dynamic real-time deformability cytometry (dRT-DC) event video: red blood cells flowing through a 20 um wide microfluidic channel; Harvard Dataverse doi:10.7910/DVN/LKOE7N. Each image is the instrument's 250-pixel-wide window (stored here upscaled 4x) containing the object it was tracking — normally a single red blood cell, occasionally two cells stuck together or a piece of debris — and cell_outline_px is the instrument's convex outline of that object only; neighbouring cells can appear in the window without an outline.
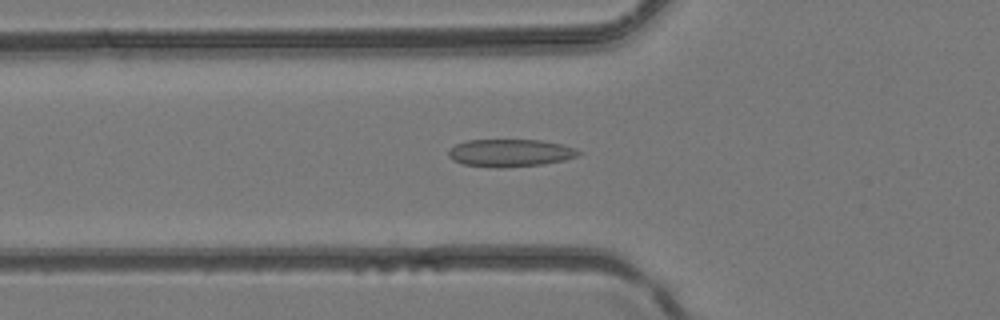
{"species": "common noctule bat (a hibernating species)", "species_latin": "Nyctalus noctula", "temperature_condition": "room temperature", "stored_images_in_passage": 39, "camera_frame_rate_fps": 3000, "um_per_image_px": 0.085, "animal": {"sex": "female", "body_mass_g": 24.6, "forearm_length_mm": 56.2}, "frame": {"image": 1, "passage_image": 12, "time_ms": 3.667, "image_size_px": [1000, 320], "cell_outline_px": [[584, 152], [580, 156], [564, 160], [544, 164], [504, 168], [496, 168], [464, 164], [452, 160], [448, 156], [448, 148], [456, 144], [468, 140], [540, 140], [564, 144], [576, 148]], "centroid_in_image_um": [43.41, 13.0], "position_along_channel_um": 82.4, "area_um2": 21.27}}
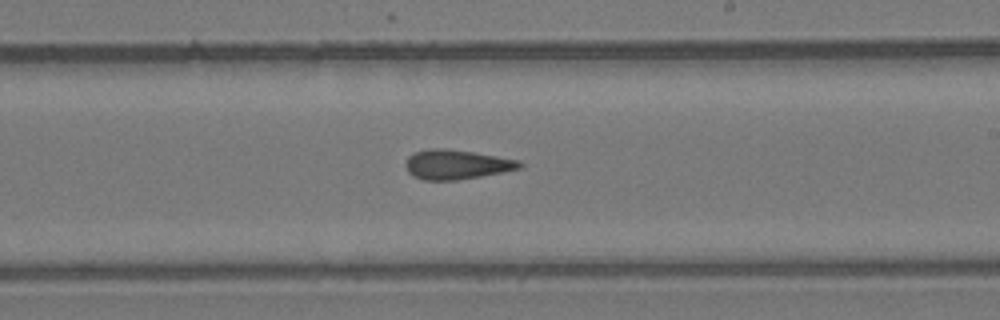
{"frame": {"image": 2, "passage_image": 22, "time_ms": 7.0, "image_size_px": [1000, 320], "cell_outline_px": [[524, 164], [520, 168], [480, 176], [456, 180], [424, 180], [412, 176], [408, 172], [404, 164], [408, 156], [412, 152], [428, 148], [448, 148], [520, 160]], "centroid_in_image_um": [38.74, 13.97], "position_along_channel_um": 250.3, "area_um2": 19.71}}
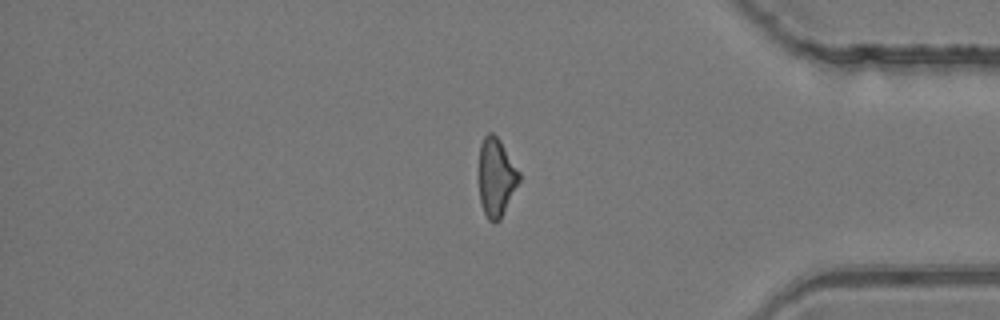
{"frame": {"image": 3, "passage_image": 32, "time_ms": 10.333, "image_size_px": [1000, 320], "cell_outline_px": [[520, 180], [500, 220], [496, 224], [492, 224], [488, 220], [484, 212], [480, 200], [480, 144], [484, 136], [488, 132], [492, 132], [500, 140], [520, 172]], "centroid_in_image_um": [42.19, 15.09], "position_along_channel_um": 393.0, "area_um2": 18.26}}